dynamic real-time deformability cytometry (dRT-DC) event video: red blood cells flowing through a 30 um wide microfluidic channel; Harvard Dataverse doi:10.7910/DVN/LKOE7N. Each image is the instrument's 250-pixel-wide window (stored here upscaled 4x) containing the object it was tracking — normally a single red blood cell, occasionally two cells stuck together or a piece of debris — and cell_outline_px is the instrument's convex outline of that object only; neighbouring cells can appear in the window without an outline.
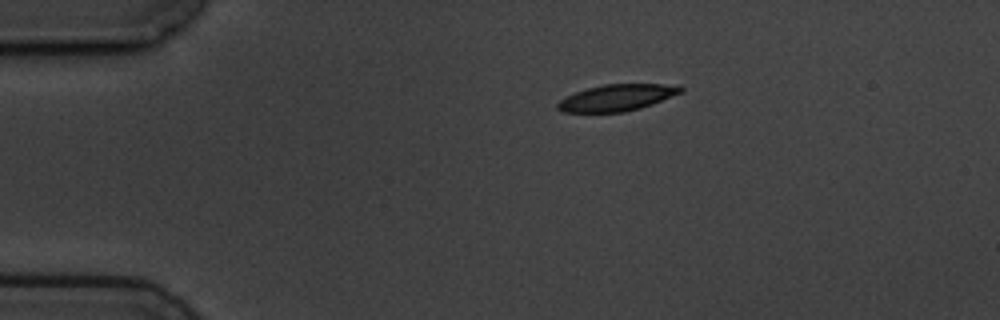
{"species": "common noctule bat (a hibernating species)", "species_latin": "Nyctalus noctula", "temperature_condition": "cold", "stored_images_in_passage": 6, "camera_frame_rate_fps": 3000, "um_per_image_px": 0.085, "animal": {"sex": "male", "body_mass_g": 19.5, "forearm_length_mm": 54.6}, "frame": {"image": 1, "passage_image": 1, "time_ms": 0.0, "image_size_px": [1000, 320], "cell_outline_px": [[684, 92], [652, 104], [640, 108], [624, 112], [564, 112], [556, 108], [556, 104], [560, 100], [576, 92], [588, 88], [604, 84], [680, 84], [684, 88]], "centroid_in_image_um": [52.5, 8.29], "position_along_channel_um": 32.5, "area_um2": 19.07}}
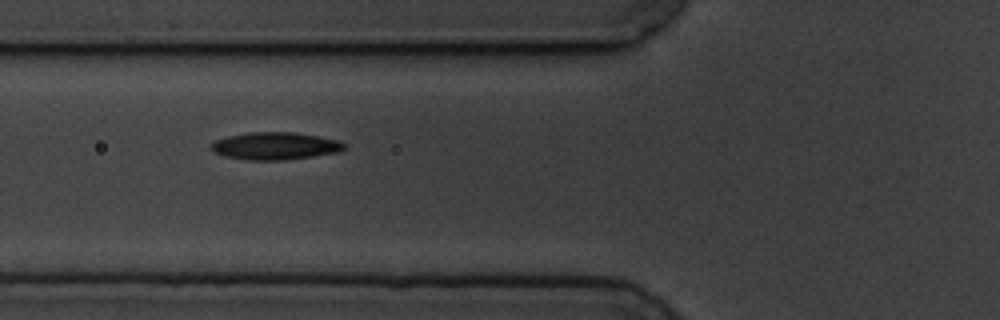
{"frame": {"image": 2, "passage_image": 4, "time_ms": 3.333, "image_size_px": [1000, 320], "cell_outline_px": [[348, 144], [340, 152], [284, 160], [248, 160], [224, 156], [208, 148], [216, 140], [228, 136], [248, 132], [292, 132], [340, 140]], "centroid_in_image_um": [23.41, 12.4], "position_along_channel_um": 102.4, "area_um2": 21.27}}
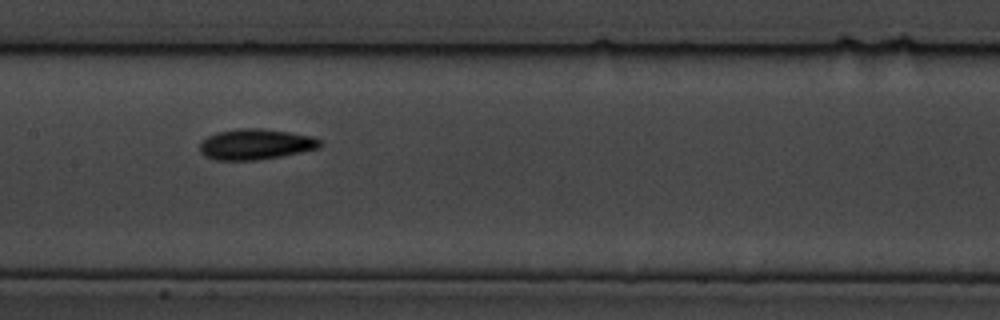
{"frame": {"image": 3, "passage_image": 6, "time_ms": 5.667, "image_size_px": [1000, 320], "cell_outline_px": [[320, 148], [280, 156], [256, 160], [216, 160], [204, 156], [200, 152], [200, 144], [208, 136], [216, 132], [240, 128], [264, 128], [312, 136], [320, 140]], "centroid_in_image_um": [21.71, 12.26], "position_along_channel_um": 185.7, "area_um2": 21.39}}